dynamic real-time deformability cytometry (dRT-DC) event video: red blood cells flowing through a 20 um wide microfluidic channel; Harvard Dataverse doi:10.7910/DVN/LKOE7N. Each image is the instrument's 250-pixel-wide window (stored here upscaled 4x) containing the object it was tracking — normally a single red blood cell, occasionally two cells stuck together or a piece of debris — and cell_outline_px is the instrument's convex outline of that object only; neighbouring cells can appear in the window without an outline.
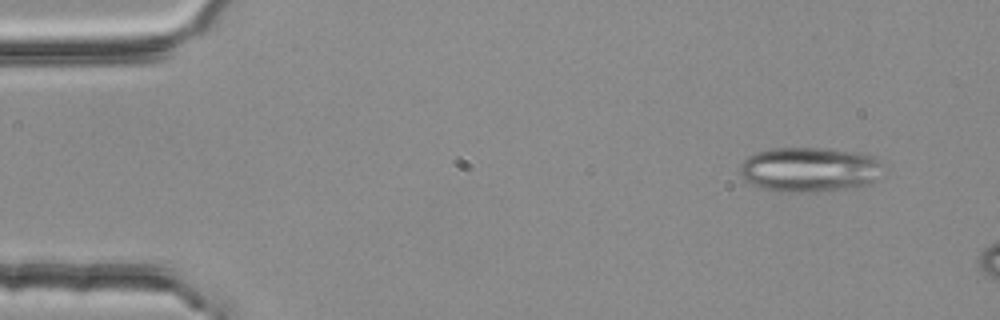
{"species": "common noctule bat (a hibernating species)", "species_latin": "Nyctalus noctula", "temperature_condition": "room temperature", "stored_images_in_passage": 4, "segment_of_instrument_passage": [2, 2], "camera_frame_rate_fps": 3000, "um_per_image_px": 0.085, "animal": {"sex": "female", "body_mass_g": 25.1}, "frame": {"image": 1, "passage_image": 4, "time_ms": 1.0, "image_size_px": [1000, 320], "cell_outline_px": [[884, 176], [880, 180], [868, 184], [844, 188], [800, 192], [788, 192], [764, 188], [752, 184], [744, 180], [740, 172], [740, 164], [748, 156], [756, 152], [772, 148], [820, 148], [856, 152], [872, 156], [880, 164]], "centroid_in_image_um": [68.81, 14.4], "position_along_channel_um": 16.2, "area_um2": 37.11}}